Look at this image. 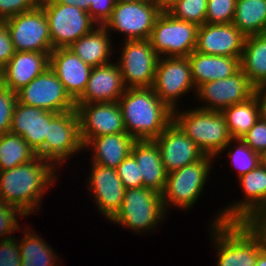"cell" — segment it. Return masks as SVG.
<instances>
[{"instance_id": "cell-1", "label": "cell", "mask_w": 266, "mask_h": 266, "mask_svg": "<svg viewBox=\"0 0 266 266\" xmlns=\"http://www.w3.org/2000/svg\"><path fill=\"white\" fill-rule=\"evenodd\" d=\"M56 171L49 161L38 156L29 163L0 171V200L28 217L40 209L43 194L57 182Z\"/></svg>"}, {"instance_id": "cell-2", "label": "cell", "mask_w": 266, "mask_h": 266, "mask_svg": "<svg viewBox=\"0 0 266 266\" xmlns=\"http://www.w3.org/2000/svg\"><path fill=\"white\" fill-rule=\"evenodd\" d=\"M118 104L126 133L135 140H153L173 122V111L152 87L126 89Z\"/></svg>"}, {"instance_id": "cell-3", "label": "cell", "mask_w": 266, "mask_h": 266, "mask_svg": "<svg viewBox=\"0 0 266 266\" xmlns=\"http://www.w3.org/2000/svg\"><path fill=\"white\" fill-rule=\"evenodd\" d=\"M217 266H253L265 247L262 236L248 222H221L210 225Z\"/></svg>"}, {"instance_id": "cell-4", "label": "cell", "mask_w": 266, "mask_h": 266, "mask_svg": "<svg viewBox=\"0 0 266 266\" xmlns=\"http://www.w3.org/2000/svg\"><path fill=\"white\" fill-rule=\"evenodd\" d=\"M173 122L205 154L215 159L233 139L221 112L201 108L173 110Z\"/></svg>"}, {"instance_id": "cell-5", "label": "cell", "mask_w": 266, "mask_h": 266, "mask_svg": "<svg viewBox=\"0 0 266 266\" xmlns=\"http://www.w3.org/2000/svg\"><path fill=\"white\" fill-rule=\"evenodd\" d=\"M167 214L161 194L139 187L125 189L121 208L110 221L140 234L155 231Z\"/></svg>"}, {"instance_id": "cell-6", "label": "cell", "mask_w": 266, "mask_h": 266, "mask_svg": "<svg viewBox=\"0 0 266 266\" xmlns=\"http://www.w3.org/2000/svg\"><path fill=\"white\" fill-rule=\"evenodd\" d=\"M213 159L215 158L205 155L201 160L167 174L161 194L166 213L168 208L174 206L183 210H190L195 206L208 180Z\"/></svg>"}, {"instance_id": "cell-7", "label": "cell", "mask_w": 266, "mask_h": 266, "mask_svg": "<svg viewBox=\"0 0 266 266\" xmlns=\"http://www.w3.org/2000/svg\"><path fill=\"white\" fill-rule=\"evenodd\" d=\"M83 152L80 136V119L76 110L58 113L48 124L44 145L36 155L49 161L56 169L70 160L74 154ZM58 167V168H57Z\"/></svg>"}, {"instance_id": "cell-8", "label": "cell", "mask_w": 266, "mask_h": 266, "mask_svg": "<svg viewBox=\"0 0 266 266\" xmlns=\"http://www.w3.org/2000/svg\"><path fill=\"white\" fill-rule=\"evenodd\" d=\"M46 14L53 49L68 48L98 26L87 11L56 0H40Z\"/></svg>"}, {"instance_id": "cell-9", "label": "cell", "mask_w": 266, "mask_h": 266, "mask_svg": "<svg viewBox=\"0 0 266 266\" xmlns=\"http://www.w3.org/2000/svg\"><path fill=\"white\" fill-rule=\"evenodd\" d=\"M163 10L155 0L116 2L103 27L124 35L125 40L149 39L157 17Z\"/></svg>"}, {"instance_id": "cell-10", "label": "cell", "mask_w": 266, "mask_h": 266, "mask_svg": "<svg viewBox=\"0 0 266 266\" xmlns=\"http://www.w3.org/2000/svg\"><path fill=\"white\" fill-rule=\"evenodd\" d=\"M198 26L162 11L157 17L149 41L159 57H188L197 45Z\"/></svg>"}, {"instance_id": "cell-11", "label": "cell", "mask_w": 266, "mask_h": 266, "mask_svg": "<svg viewBox=\"0 0 266 266\" xmlns=\"http://www.w3.org/2000/svg\"><path fill=\"white\" fill-rule=\"evenodd\" d=\"M244 200L217 211L211 225L221 222H250L257 214L266 212V168L260 163L256 168L238 178Z\"/></svg>"}, {"instance_id": "cell-12", "label": "cell", "mask_w": 266, "mask_h": 266, "mask_svg": "<svg viewBox=\"0 0 266 266\" xmlns=\"http://www.w3.org/2000/svg\"><path fill=\"white\" fill-rule=\"evenodd\" d=\"M116 61L126 89L152 87L159 56L149 39L124 40Z\"/></svg>"}, {"instance_id": "cell-13", "label": "cell", "mask_w": 266, "mask_h": 266, "mask_svg": "<svg viewBox=\"0 0 266 266\" xmlns=\"http://www.w3.org/2000/svg\"><path fill=\"white\" fill-rule=\"evenodd\" d=\"M152 88L172 111L178 109L180 97L196 93L188 57H159Z\"/></svg>"}, {"instance_id": "cell-14", "label": "cell", "mask_w": 266, "mask_h": 266, "mask_svg": "<svg viewBox=\"0 0 266 266\" xmlns=\"http://www.w3.org/2000/svg\"><path fill=\"white\" fill-rule=\"evenodd\" d=\"M15 52H51L49 24L44 9L36 8L4 20Z\"/></svg>"}, {"instance_id": "cell-15", "label": "cell", "mask_w": 266, "mask_h": 266, "mask_svg": "<svg viewBox=\"0 0 266 266\" xmlns=\"http://www.w3.org/2000/svg\"><path fill=\"white\" fill-rule=\"evenodd\" d=\"M16 95L19 103L50 112L76 110L75 102L50 67L17 91Z\"/></svg>"}, {"instance_id": "cell-16", "label": "cell", "mask_w": 266, "mask_h": 266, "mask_svg": "<svg viewBox=\"0 0 266 266\" xmlns=\"http://www.w3.org/2000/svg\"><path fill=\"white\" fill-rule=\"evenodd\" d=\"M197 94V95H196ZM255 94V87L247 75L239 69L232 76L207 83L196 88L195 96L204 104L201 109L221 112L223 109L241 103Z\"/></svg>"}, {"instance_id": "cell-17", "label": "cell", "mask_w": 266, "mask_h": 266, "mask_svg": "<svg viewBox=\"0 0 266 266\" xmlns=\"http://www.w3.org/2000/svg\"><path fill=\"white\" fill-rule=\"evenodd\" d=\"M75 105L84 146L95 137L126 133L118 101Z\"/></svg>"}, {"instance_id": "cell-18", "label": "cell", "mask_w": 266, "mask_h": 266, "mask_svg": "<svg viewBox=\"0 0 266 266\" xmlns=\"http://www.w3.org/2000/svg\"><path fill=\"white\" fill-rule=\"evenodd\" d=\"M88 176V186L93 195L97 209L107 220H110L120 210L125 193V187L116 169L91 163Z\"/></svg>"}, {"instance_id": "cell-19", "label": "cell", "mask_w": 266, "mask_h": 266, "mask_svg": "<svg viewBox=\"0 0 266 266\" xmlns=\"http://www.w3.org/2000/svg\"><path fill=\"white\" fill-rule=\"evenodd\" d=\"M153 141L159 148L161 160L167 173L193 164L205 156L174 122Z\"/></svg>"}, {"instance_id": "cell-20", "label": "cell", "mask_w": 266, "mask_h": 266, "mask_svg": "<svg viewBox=\"0 0 266 266\" xmlns=\"http://www.w3.org/2000/svg\"><path fill=\"white\" fill-rule=\"evenodd\" d=\"M246 36L233 25L205 23L198 27L195 51L209 55L241 57Z\"/></svg>"}, {"instance_id": "cell-21", "label": "cell", "mask_w": 266, "mask_h": 266, "mask_svg": "<svg viewBox=\"0 0 266 266\" xmlns=\"http://www.w3.org/2000/svg\"><path fill=\"white\" fill-rule=\"evenodd\" d=\"M65 91L76 102L86 89L92 68L71 49L57 48L50 53V66Z\"/></svg>"}, {"instance_id": "cell-22", "label": "cell", "mask_w": 266, "mask_h": 266, "mask_svg": "<svg viewBox=\"0 0 266 266\" xmlns=\"http://www.w3.org/2000/svg\"><path fill=\"white\" fill-rule=\"evenodd\" d=\"M50 53L15 52L0 71V82L16 93L49 68Z\"/></svg>"}, {"instance_id": "cell-23", "label": "cell", "mask_w": 266, "mask_h": 266, "mask_svg": "<svg viewBox=\"0 0 266 266\" xmlns=\"http://www.w3.org/2000/svg\"><path fill=\"white\" fill-rule=\"evenodd\" d=\"M125 90L121 70L111 62L92 68L86 89L75 104L117 102Z\"/></svg>"}, {"instance_id": "cell-24", "label": "cell", "mask_w": 266, "mask_h": 266, "mask_svg": "<svg viewBox=\"0 0 266 266\" xmlns=\"http://www.w3.org/2000/svg\"><path fill=\"white\" fill-rule=\"evenodd\" d=\"M57 114L17 102L9 132L21 136L37 152L44 145L48 124Z\"/></svg>"}, {"instance_id": "cell-25", "label": "cell", "mask_w": 266, "mask_h": 266, "mask_svg": "<svg viewBox=\"0 0 266 266\" xmlns=\"http://www.w3.org/2000/svg\"><path fill=\"white\" fill-rule=\"evenodd\" d=\"M131 154L143 178V187L162 194L168 173L165 171L157 144L153 140H136Z\"/></svg>"}, {"instance_id": "cell-26", "label": "cell", "mask_w": 266, "mask_h": 266, "mask_svg": "<svg viewBox=\"0 0 266 266\" xmlns=\"http://www.w3.org/2000/svg\"><path fill=\"white\" fill-rule=\"evenodd\" d=\"M240 58L203 54L194 50L188 59L195 87L232 76L240 69Z\"/></svg>"}, {"instance_id": "cell-27", "label": "cell", "mask_w": 266, "mask_h": 266, "mask_svg": "<svg viewBox=\"0 0 266 266\" xmlns=\"http://www.w3.org/2000/svg\"><path fill=\"white\" fill-rule=\"evenodd\" d=\"M135 141L127 133L103 135L92 138L84 146V150L91 148L90 150L94 152L91 158L93 160L92 163L116 169L131 153Z\"/></svg>"}, {"instance_id": "cell-28", "label": "cell", "mask_w": 266, "mask_h": 266, "mask_svg": "<svg viewBox=\"0 0 266 266\" xmlns=\"http://www.w3.org/2000/svg\"><path fill=\"white\" fill-rule=\"evenodd\" d=\"M109 35L103 26H96L68 48L91 68L106 65L112 62L111 55L114 51L112 36Z\"/></svg>"}, {"instance_id": "cell-29", "label": "cell", "mask_w": 266, "mask_h": 266, "mask_svg": "<svg viewBox=\"0 0 266 266\" xmlns=\"http://www.w3.org/2000/svg\"><path fill=\"white\" fill-rule=\"evenodd\" d=\"M240 69L254 87L266 82V33L246 36Z\"/></svg>"}, {"instance_id": "cell-30", "label": "cell", "mask_w": 266, "mask_h": 266, "mask_svg": "<svg viewBox=\"0 0 266 266\" xmlns=\"http://www.w3.org/2000/svg\"><path fill=\"white\" fill-rule=\"evenodd\" d=\"M221 113L233 139L241 138L262 116L260 103L255 94L241 103L223 109Z\"/></svg>"}, {"instance_id": "cell-31", "label": "cell", "mask_w": 266, "mask_h": 266, "mask_svg": "<svg viewBox=\"0 0 266 266\" xmlns=\"http://www.w3.org/2000/svg\"><path fill=\"white\" fill-rule=\"evenodd\" d=\"M29 228L28 226L21 229L24 236L18 240L22 266H58L57 262L61 263L58 259L60 256L53 252L54 249L43 238Z\"/></svg>"}, {"instance_id": "cell-32", "label": "cell", "mask_w": 266, "mask_h": 266, "mask_svg": "<svg viewBox=\"0 0 266 266\" xmlns=\"http://www.w3.org/2000/svg\"><path fill=\"white\" fill-rule=\"evenodd\" d=\"M232 23L245 36L266 33V0H237Z\"/></svg>"}, {"instance_id": "cell-33", "label": "cell", "mask_w": 266, "mask_h": 266, "mask_svg": "<svg viewBox=\"0 0 266 266\" xmlns=\"http://www.w3.org/2000/svg\"><path fill=\"white\" fill-rule=\"evenodd\" d=\"M36 152L19 135L11 132L0 136V171L31 162Z\"/></svg>"}, {"instance_id": "cell-34", "label": "cell", "mask_w": 266, "mask_h": 266, "mask_svg": "<svg viewBox=\"0 0 266 266\" xmlns=\"http://www.w3.org/2000/svg\"><path fill=\"white\" fill-rule=\"evenodd\" d=\"M234 141V142H233ZM235 143L236 146L233 145L231 149L230 145ZM229 148L230 152L228 151V157H230L231 165L234 166L237 170L236 174L239 177H241L244 174H247L249 171L256 168L261 162H260V154L253 151L247 144H245L240 138L232 139L228 145L223 149V151Z\"/></svg>"}, {"instance_id": "cell-35", "label": "cell", "mask_w": 266, "mask_h": 266, "mask_svg": "<svg viewBox=\"0 0 266 266\" xmlns=\"http://www.w3.org/2000/svg\"><path fill=\"white\" fill-rule=\"evenodd\" d=\"M208 0H177L165 11L172 17L196 24H205Z\"/></svg>"}, {"instance_id": "cell-36", "label": "cell", "mask_w": 266, "mask_h": 266, "mask_svg": "<svg viewBox=\"0 0 266 266\" xmlns=\"http://www.w3.org/2000/svg\"><path fill=\"white\" fill-rule=\"evenodd\" d=\"M236 1L237 0H208L205 23H232L235 15Z\"/></svg>"}, {"instance_id": "cell-37", "label": "cell", "mask_w": 266, "mask_h": 266, "mask_svg": "<svg viewBox=\"0 0 266 266\" xmlns=\"http://www.w3.org/2000/svg\"><path fill=\"white\" fill-rule=\"evenodd\" d=\"M19 216L25 217L18 209L0 200V240L14 237V232L20 230Z\"/></svg>"}, {"instance_id": "cell-38", "label": "cell", "mask_w": 266, "mask_h": 266, "mask_svg": "<svg viewBox=\"0 0 266 266\" xmlns=\"http://www.w3.org/2000/svg\"><path fill=\"white\" fill-rule=\"evenodd\" d=\"M17 95L0 82V136L9 132Z\"/></svg>"}, {"instance_id": "cell-39", "label": "cell", "mask_w": 266, "mask_h": 266, "mask_svg": "<svg viewBox=\"0 0 266 266\" xmlns=\"http://www.w3.org/2000/svg\"><path fill=\"white\" fill-rule=\"evenodd\" d=\"M116 171L125 189L143 187V178L131 153L117 166Z\"/></svg>"}, {"instance_id": "cell-40", "label": "cell", "mask_w": 266, "mask_h": 266, "mask_svg": "<svg viewBox=\"0 0 266 266\" xmlns=\"http://www.w3.org/2000/svg\"><path fill=\"white\" fill-rule=\"evenodd\" d=\"M240 139L258 154L266 151V118L261 116Z\"/></svg>"}, {"instance_id": "cell-41", "label": "cell", "mask_w": 266, "mask_h": 266, "mask_svg": "<svg viewBox=\"0 0 266 266\" xmlns=\"http://www.w3.org/2000/svg\"><path fill=\"white\" fill-rule=\"evenodd\" d=\"M39 4L40 0H0V21L30 11Z\"/></svg>"}, {"instance_id": "cell-42", "label": "cell", "mask_w": 266, "mask_h": 266, "mask_svg": "<svg viewBox=\"0 0 266 266\" xmlns=\"http://www.w3.org/2000/svg\"><path fill=\"white\" fill-rule=\"evenodd\" d=\"M17 238L0 240V266H22Z\"/></svg>"}, {"instance_id": "cell-43", "label": "cell", "mask_w": 266, "mask_h": 266, "mask_svg": "<svg viewBox=\"0 0 266 266\" xmlns=\"http://www.w3.org/2000/svg\"><path fill=\"white\" fill-rule=\"evenodd\" d=\"M90 8L87 11L92 20L98 25L103 26L110 18L115 7V0H88Z\"/></svg>"}, {"instance_id": "cell-44", "label": "cell", "mask_w": 266, "mask_h": 266, "mask_svg": "<svg viewBox=\"0 0 266 266\" xmlns=\"http://www.w3.org/2000/svg\"><path fill=\"white\" fill-rule=\"evenodd\" d=\"M15 54V49L4 21H0V71Z\"/></svg>"}, {"instance_id": "cell-45", "label": "cell", "mask_w": 266, "mask_h": 266, "mask_svg": "<svg viewBox=\"0 0 266 266\" xmlns=\"http://www.w3.org/2000/svg\"><path fill=\"white\" fill-rule=\"evenodd\" d=\"M249 223L262 236L266 247V212L257 214Z\"/></svg>"}, {"instance_id": "cell-46", "label": "cell", "mask_w": 266, "mask_h": 266, "mask_svg": "<svg viewBox=\"0 0 266 266\" xmlns=\"http://www.w3.org/2000/svg\"><path fill=\"white\" fill-rule=\"evenodd\" d=\"M255 95L260 103L261 115L266 118V82L255 87Z\"/></svg>"}, {"instance_id": "cell-47", "label": "cell", "mask_w": 266, "mask_h": 266, "mask_svg": "<svg viewBox=\"0 0 266 266\" xmlns=\"http://www.w3.org/2000/svg\"><path fill=\"white\" fill-rule=\"evenodd\" d=\"M58 3L65 5L76 6L79 9L88 11L90 8V2L88 0H56Z\"/></svg>"}, {"instance_id": "cell-48", "label": "cell", "mask_w": 266, "mask_h": 266, "mask_svg": "<svg viewBox=\"0 0 266 266\" xmlns=\"http://www.w3.org/2000/svg\"><path fill=\"white\" fill-rule=\"evenodd\" d=\"M253 266H266V247L258 253L256 264Z\"/></svg>"}, {"instance_id": "cell-49", "label": "cell", "mask_w": 266, "mask_h": 266, "mask_svg": "<svg viewBox=\"0 0 266 266\" xmlns=\"http://www.w3.org/2000/svg\"><path fill=\"white\" fill-rule=\"evenodd\" d=\"M159 7L165 11L169 6H171L177 0H155Z\"/></svg>"}, {"instance_id": "cell-50", "label": "cell", "mask_w": 266, "mask_h": 266, "mask_svg": "<svg viewBox=\"0 0 266 266\" xmlns=\"http://www.w3.org/2000/svg\"><path fill=\"white\" fill-rule=\"evenodd\" d=\"M260 162L266 168V151L260 154Z\"/></svg>"}, {"instance_id": "cell-51", "label": "cell", "mask_w": 266, "mask_h": 266, "mask_svg": "<svg viewBox=\"0 0 266 266\" xmlns=\"http://www.w3.org/2000/svg\"><path fill=\"white\" fill-rule=\"evenodd\" d=\"M116 2L132 1V0H115Z\"/></svg>"}]
</instances>
